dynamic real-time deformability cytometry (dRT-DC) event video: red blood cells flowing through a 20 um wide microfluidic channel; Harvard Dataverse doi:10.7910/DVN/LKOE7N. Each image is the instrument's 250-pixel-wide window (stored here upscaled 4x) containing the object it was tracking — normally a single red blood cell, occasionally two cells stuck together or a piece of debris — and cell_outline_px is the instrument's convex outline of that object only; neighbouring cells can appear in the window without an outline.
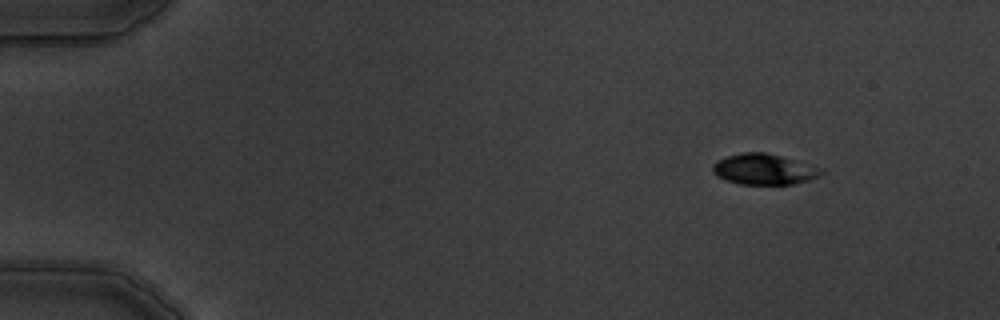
{"species": "common noctule bat (a hibernating species)", "species_latin": "Nyctalus noctula", "temperature_condition": "warm", "stored_images_in_passage": 4, "camera_frame_rate_fps": 3000, "um_per_image_px": 0.085, "animal": {"sex": "male", "body_mass_g": 19.5, "forearm_length_mm": 54.6}, "frame": {"image": 1, "passage_image": 1, "time_ms": 0.0, "image_size_px": [1000, 320], "cell_outline_px": [[824, 172], [820, 176], [808, 180], [792, 184], [740, 184], [724, 180], [716, 176], [712, 172], [712, 164], [728, 156], [740, 152], [764, 152], [796, 160], [820, 168]], "centroid_in_image_um": [64.91, 14.39], "position_along_channel_um": 20.1, "area_um2": 19.36}}
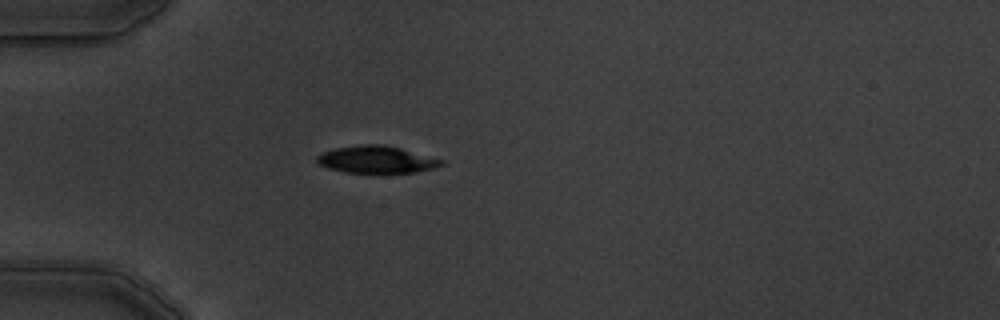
{"frame": {"image": 2, "passage_image": 4, "time_ms": 3.333, "image_size_px": [1000, 320], "cell_outline_px": [[444, 164], [436, 168], [416, 172], [344, 172], [328, 168], [320, 164], [316, 160], [316, 156], [320, 152], [336, 148], [360, 144], [384, 144], [400, 148], [444, 160]], "centroid_in_image_um": [31.99, 13.55], "position_along_channel_um": 53.0, "area_um2": 19.65}}